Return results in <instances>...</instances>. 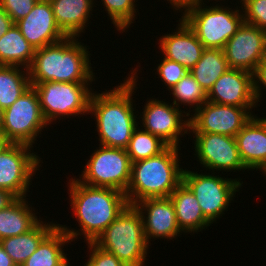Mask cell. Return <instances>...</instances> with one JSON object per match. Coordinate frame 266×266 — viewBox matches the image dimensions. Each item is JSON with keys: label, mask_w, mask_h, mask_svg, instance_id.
<instances>
[{"label": "cell", "mask_w": 266, "mask_h": 266, "mask_svg": "<svg viewBox=\"0 0 266 266\" xmlns=\"http://www.w3.org/2000/svg\"><path fill=\"white\" fill-rule=\"evenodd\" d=\"M136 71L134 68L127 79L114 89L92 93L89 113L96 119L99 145L126 149L134 129L139 126L132 98L137 89Z\"/></svg>", "instance_id": "obj_1"}, {"label": "cell", "mask_w": 266, "mask_h": 266, "mask_svg": "<svg viewBox=\"0 0 266 266\" xmlns=\"http://www.w3.org/2000/svg\"><path fill=\"white\" fill-rule=\"evenodd\" d=\"M68 191L73 216L81 227L79 230L58 226L73 242L83 235L85 242H94L128 205L125 193L112 188L93 187L71 178ZM81 231V232H80Z\"/></svg>", "instance_id": "obj_2"}, {"label": "cell", "mask_w": 266, "mask_h": 266, "mask_svg": "<svg viewBox=\"0 0 266 266\" xmlns=\"http://www.w3.org/2000/svg\"><path fill=\"white\" fill-rule=\"evenodd\" d=\"M77 37H66L60 42L35 50L28 68L30 82L90 83L95 81L91 69V54Z\"/></svg>", "instance_id": "obj_3"}, {"label": "cell", "mask_w": 266, "mask_h": 266, "mask_svg": "<svg viewBox=\"0 0 266 266\" xmlns=\"http://www.w3.org/2000/svg\"><path fill=\"white\" fill-rule=\"evenodd\" d=\"M180 147L167 146L158 155L133 162L125 192L129 205L147 198H167L182 183Z\"/></svg>", "instance_id": "obj_4"}, {"label": "cell", "mask_w": 266, "mask_h": 266, "mask_svg": "<svg viewBox=\"0 0 266 266\" xmlns=\"http://www.w3.org/2000/svg\"><path fill=\"white\" fill-rule=\"evenodd\" d=\"M93 243L127 266H144L150 246L142 217L137 208L129 204Z\"/></svg>", "instance_id": "obj_5"}, {"label": "cell", "mask_w": 266, "mask_h": 266, "mask_svg": "<svg viewBox=\"0 0 266 266\" xmlns=\"http://www.w3.org/2000/svg\"><path fill=\"white\" fill-rule=\"evenodd\" d=\"M202 6L192 4L186 7L181 17L205 48L223 49L244 22L243 12L237 6L234 10L218 4Z\"/></svg>", "instance_id": "obj_6"}, {"label": "cell", "mask_w": 266, "mask_h": 266, "mask_svg": "<svg viewBox=\"0 0 266 266\" xmlns=\"http://www.w3.org/2000/svg\"><path fill=\"white\" fill-rule=\"evenodd\" d=\"M30 83L38 94L42 114L49 125L57 118L89 114L90 99L94 91L89 83Z\"/></svg>", "instance_id": "obj_7"}, {"label": "cell", "mask_w": 266, "mask_h": 266, "mask_svg": "<svg viewBox=\"0 0 266 266\" xmlns=\"http://www.w3.org/2000/svg\"><path fill=\"white\" fill-rule=\"evenodd\" d=\"M131 165L126 149L99 145L78 180L88 186L112 188L125 193L130 182Z\"/></svg>", "instance_id": "obj_8"}, {"label": "cell", "mask_w": 266, "mask_h": 266, "mask_svg": "<svg viewBox=\"0 0 266 266\" xmlns=\"http://www.w3.org/2000/svg\"><path fill=\"white\" fill-rule=\"evenodd\" d=\"M212 174H198L185 169L182 175V182L192 191L199 202L204 217L211 224L216 222V219L228 209L236 192H239L243 186V182L239 178H223Z\"/></svg>", "instance_id": "obj_9"}, {"label": "cell", "mask_w": 266, "mask_h": 266, "mask_svg": "<svg viewBox=\"0 0 266 266\" xmlns=\"http://www.w3.org/2000/svg\"><path fill=\"white\" fill-rule=\"evenodd\" d=\"M49 125L42 114L36 90L31 86L4 110L1 133L10 143L33 147L42 129Z\"/></svg>", "instance_id": "obj_10"}, {"label": "cell", "mask_w": 266, "mask_h": 266, "mask_svg": "<svg viewBox=\"0 0 266 266\" xmlns=\"http://www.w3.org/2000/svg\"><path fill=\"white\" fill-rule=\"evenodd\" d=\"M31 148L27 144L9 143L0 152V189L10 191L17 198L28 196L31 179L41 167L42 160Z\"/></svg>", "instance_id": "obj_11"}, {"label": "cell", "mask_w": 266, "mask_h": 266, "mask_svg": "<svg viewBox=\"0 0 266 266\" xmlns=\"http://www.w3.org/2000/svg\"><path fill=\"white\" fill-rule=\"evenodd\" d=\"M253 108L206 101L193 115L191 113L188 133H217L235 137L252 118Z\"/></svg>", "instance_id": "obj_12"}, {"label": "cell", "mask_w": 266, "mask_h": 266, "mask_svg": "<svg viewBox=\"0 0 266 266\" xmlns=\"http://www.w3.org/2000/svg\"><path fill=\"white\" fill-rule=\"evenodd\" d=\"M181 110L173 103L169 104L163 100L161 101V99L150 98L143 108V117L140 120L142 121V126L140 125V127L158 136L168 146L179 147L180 136H184L185 133L187 134L189 132V117L191 112L189 110L186 113Z\"/></svg>", "instance_id": "obj_13"}, {"label": "cell", "mask_w": 266, "mask_h": 266, "mask_svg": "<svg viewBox=\"0 0 266 266\" xmlns=\"http://www.w3.org/2000/svg\"><path fill=\"white\" fill-rule=\"evenodd\" d=\"M194 134L195 156L204 168L216 171H243L244 166L235 137L217 133Z\"/></svg>", "instance_id": "obj_14"}, {"label": "cell", "mask_w": 266, "mask_h": 266, "mask_svg": "<svg viewBox=\"0 0 266 266\" xmlns=\"http://www.w3.org/2000/svg\"><path fill=\"white\" fill-rule=\"evenodd\" d=\"M229 68L253 74L266 56V32L243 22L223 48Z\"/></svg>", "instance_id": "obj_15"}, {"label": "cell", "mask_w": 266, "mask_h": 266, "mask_svg": "<svg viewBox=\"0 0 266 266\" xmlns=\"http://www.w3.org/2000/svg\"><path fill=\"white\" fill-rule=\"evenodd\" d=\"M134 206L142 217L145 237L149 244L151 238L172 240L183 233L179 229L174 205L169 197L147 198Z\"/></svg>", "instance_id": "obj_16"}, {"label": "cell", "mask_w": 266, "mask_h": 266, "mask_svg": "<svg viewBox=\"0 0 266 266\" xmlns=\"http://www.w3.org/2000/svg\"><path fill=\"white\" fill-rule=\"evenodd\" d=\"M15 24L35 50L67 37L56 24L49 0H38L31 12Z\"/></svg>", "instance_id": "obj_17"}, {"label": "cell", "mask_w": 266, "mask_h": 266, "mask_svg": "<svg viewBox=\"0 0 266 266\" xmlns=\"http://www.w3.org/2000/svg\"><path fill=\"white\" fill-rule=\"evenodd\" d=\"M207 101L238 107H257L253 93V74L229 68L207 93Z\"/></svg>", "instance_id": "obj_18"}, {"label": "cell", "mask_w": 266, "mask_h": 266, "mask_svg": "<svg viewBox=\"0 0 266 266\" xmlns=\"http://www.w3.org/2000/svg\"><path fill=\"white\" fill-rule=\"evenodd\" d=\"M179 22L175 32L159 38V48L164 58L176 61L191 70L202 57L205 47L182 17Z\"/></svg>", "instance_id": "obj_19"}, {"label": "cell", "mask_w": 266, "mask_h": 266, "mask_svg": "<svg viewBox=\"0 0 266 266\" xmlns=\"http://www.w3.org/2000/svg\"><path fill=\"white\" fill-rule=\"evenodd\" d=\"M239 154L248 170L266 165V127L255 114L235 136Z\"/></svg>", "instance_id": "obj_20"}, {"label": "cell", "mask_w": 266, "mask_h": 266, "mask_svg": "<svg viewBox=\"0 0 266 266\" xmlns=\"http://www.w3.org/2000/svg\"><path fill=\"white\" fill-rule=\"evenodd\" d=\"M56 24L67 37H81L90 18L94 0H49ZM94 2V3H93Z\"/></svg>", "instance_id": "obj_21"}, {"label": "cell", "mask_w": 266, "mask_h": 266, "mask_svg": "<svg viewBox=\"0 0 266 266\" xmlns=\"http://www.w3.org/2000/svg\"><path fill=\"white\" fill-rule=\"evenodd\" d=\"M174 205L180 231L196 233L211 226L204 217L199 202L192 191L182 182L169 197Z\"/></svg>", "instance_id": "obj_22"}, {"label": "cell", "mask_w": 266, "mask_h": 266, "mask_svg": "<svg viewBox=\"0 0 266 266\" xmlns=\"http://www.w3.org/2000/svg\"><path fill=\"white\" fill-rule=\"evenodd\" d=\"M58 226V223L42 220L29 232L1 239L0 243L16 266H22L36 251L40 243Z\"/></svg>", "instance_id": "obj_23"}, {"label": "cell", "mask_w": 266, "mask_h": 266, "mask_svg": "<svg viewBox=\"0 0 266 266\" xmlns=\"http://www.w3.org/2000/svg\"><path fill=\"white\" fill-rule=\"evenodd\" d=\"M26 199L17 198L7 208L0 210V240L25 234L41 221Z\"/></svg>", "instance_id": "obj_24"}, {"label": "cell", "mask_w": 266, "mask_h": 266, "mask_svg": "<svg viewBox=\"0 0 266 266\" xmlns=\"http://www.w3.org/2000/svg\"><path fill=\"white\" fill-rule=\"evenodd\" d=\"M71 243L68 235L57 226L22 266H70L63 246Z\"/></svg>", "instance_id": "obj_25"}, {"label": "cell", "mask_w": 266, "mask_h": 266, "mask_svg": "<svg viewBox=\"0 0 266 266\" xmlns=\"http://www.w3.org/2000/svg\"><path fill=\"white\" fill-rule=\"evenodd\" d=\"M35 48L13 24L0 38V65L20 66L28 69L33 61Z\"/></svg>", "instance_id": "obj_26"}, {"label": "cell", "mask_w": 266, "mask_h": 266, "mask_svg": "<svg viewBox=\"0 0 266 266\" xmlns=\"http://www.w3.org/2000/svg\"><path fill=\"white\" fill-rule=\"evenodd\" d=\"M229 69L223 49L205 48L202 57L189 70L206 93L213 84Z\"/></svg>", "instance_id": "obj_27"}, {"label": "cell", "mask_w": 266, "mask_h": 266, "mask_svg": "<svg viewBox=\"0 0 266 266\" xmlns=\"http://www.w3.org/2000/svg\"><path fill=\"white\" fill-rule=\"evenodd\" d=\"M20 69V66L0 65V107L3 110L31 87L28 69Z\"/></svg>", "instance_id": "obj_28"}, {"label": "cell", "mask_w": 266, "mask_h": 266, "mask_svg": "<svg viewBox=\"0 0 266 266\" xmlns=\"http://www.w3.org/2000/svg\"><path fill=\"white\" fill-rule=\"evenodd\" d=\"M167 146L158 136L137 126L132 133L126 151L133 163L156 156Z\"/></svg>", "instance_id": "obj_29"}, {"label": "cell", "mask_w": 266, "mask_h": 266, "mask_svg": "<svg viewBox=\"0 0 266 266\" xmlns=\"http://www.w3.org/2000/svg\"><path fill=\"white\" fill-rule=\"evenodd\" d=\"M170 90L172 91V97H174L172 103L179 109L180 104L188 105L194 108L193 112H195L207 101V93L190 72H187Z\"/></svg>", "instance_id": "obj_30"}, {"label": "cell", "mask_w": 266, "mask_h": 266, "mask_svg": "<svg viewBox=\"0 0 266 266\" xmlns=\"http://www.w3.org/2000/svg\"><path fill=\"white\" fill-rule=\"evenodd\" d=\"M112 24L120 33L129 29L136 17L135 0H101Z\"/></svg>", "instance_id": "obj_31"}, {"label": "cell", "mask_w": 266, "mask_h": 266, "mask_svg": "<svg viewBox=\"0 0 266 266\" xmlns=\"http://www.w3.org/2000/svg\"><path fill=\"white\" fill-rule=\"evenodd\" d=\"M162 61L158 64L157 73L161 78V81L167 87V90L170 92V89L182 79L189 70L183 67L176 61L169 60L167 58L161 59Z\"/></svg>", "instance_id": "obj_32"}, {"label": "cell", "mask_w": 266, "mask_h": 266, "mask_svg": "<svg viewBox=\"0 0 266 266\" xmlns=\"http://www.w3.org/2000/svg\"><path fill=\"white\" fill-rule=\"evenodd\" d=\"M241 10L244 13L245 23L254 25L266 32V0H247L241 5Z\"/></svg>", "instance_id": "obj_33"}, {"label": "cell", "mask_w": 266, "mask_h": 266, "mask_svg": "<svg viewBox=\"0 0 266 266\" xmlns=\"http://www.w3.org/2000/svg\"><path fill=\"white\" fill-rule=\"evenodd\" d=\"M90 251L88 261L84 266H127L121 262L115 255L104 251L96 246L93 242H88Z\"/></svg>", "instance_id": "obj_34"}, {"label": "cell", "mask_w": 266, "mask_h": 266, "mask_svg": "<svg viewBox=\"0 0 266 266\" xmlns=\"http://www.w3.org/2000/svg\"><path fill=\"white\" fill-rule=\"evenodd\" d=\"M37 1L38 0H0V4L15 24L31 12Z\"/></svg>", "instance_id": "obj_35"}, {"label": "cell", "mask_w": 266, "mask_h": 266, "mask_svg": "<svg viewBox=\"0 0 266 266\" xmlns=\"http://www.w3.org/2000/svg\"><path fill=\"white\" fill-rule=\"evenodd\" d=\"M262 87L266 89V56L259 62L253 72V93L256 104L261 100Z\"/></svg>", "instance_id": "obj_36"}, {"label": "cell", "mask_w": 266, "mask_h": 266, "mask_svg": "<svg viewBox=\"0 0 266 266\" xmlns=\"http://www.w3.org/2000/svg\"><path fill=\"white\" fill-rule=\"evenodd\" d=\"M12 19L9 15L3 10L2 5L0 4V38L9 30L13 25Z\"/></svg>", "instance_id": "obj_37"}, {"label": "cell", "mask_w": 266, "mask_h": 266, "mask_svg": "<svg viewBox=\"0 0 266 266\" xmlns=\"http://www.w3.org/2000/svg\"><path fill=\"white\" fill-rule=\"evenodd\" d=\"M17 197L12 194L10 191L5 189H0V210L7 208L10 204H12Z\"/></svg>", "instance_id": "obj_38"}, {"label": "cell", "mask_w": 266, "mask_h": 266, "mask_svg": "<svg viewBox=\"0 0 266 266\" xmlns=\"http://www.w3.org/2000/svg\"><path fill=\"white\" fill-rule=\"evenodd\" d=\"M170 2L172 8L179 11L184 10L186 7L192 4H201V0H167ZM182 8V9H181Z\"/></svg>", "instance_id": "obj_39"}, {"label": "cell", "mask_w": 266, "mask_h": 266, "mask_svg": "<svg viewBox=\"0 0 266 266\" xmlns=\"http://www.w3.org/2000/svg\"><path fill=\"white\" fill-rule=\"evenodd\" d=\"M0 266H15L12 259L4 251L1 243H0Z\"/></svg>", "instance_id": "obj_40"}, {"label": "cell", "mask_w": 266, "mask_h": 266, "mask_svg": "<svg viewBox=\"0 0 266 266\" xmlns=\"http://www.w3.org/2000/svg\"><path fill=\"white\" fill-rule=\"evenodd\" d=\"M10 142L6 137L0 132V152L9 144Z\"/></svg>", "instance_id": "obj_41"}, {"label": "cell", "mask_w": 266, "mask_h": 266, "mask_svg": "<svg viewBox=\"0 0 266 266\" xmlns=\"http://www.w3.org/2000/svg\"><path fill=\"white\" fill-rule=\"evenodd\" d=\"M3 114H4V110L0 107V132L2 131V127H3Z\"/></svg>", "instance_id": "obj_42"}, {"label": "cell", "mask_w": 266, "mask_h": 266, "mask_svg": "<svg viewBox=\"0 0 266 266\" xmlns=\"http://www.w3.org/2000/svg\"><path fill=\"white\" fill-rule=\"evenodd\" d=\"M261 121H262V123L264 124V126L266 127V117L264 118V117H262V118H259Z\"/></svg>", "instance_id": "obj_43"}, {"label": "cell", "mask_w": 266, "mask_h": 266, "mask_svg": "<svg viewBox=\"0 0 266 266\" xmlns=\"http://www.w3.org/2000/svg\"><path fill=\"white\" fill-rule=\"evenodd\" d=\"M262 171L263 174H265L264 176L266 177V165L260 169Z\"/></svg>", "instance_id": "obj_44"}, {"label": "cell", "mask_w": 266, "mask_h": 266, "mask_svg": "<svg viewBox=\"0 0 266 266\" xmlns=\"http://www.w3.org/2000/svg\"><path fill=\"white\" fill-rule=\"evenodd\" d=\"M239 1H240V0H239ZM246 1H247V0H241V1H240V3H242V4H243V3H244V2H246Z\"/></svg>", "instance_id": "obj_45"}]
</instances>
